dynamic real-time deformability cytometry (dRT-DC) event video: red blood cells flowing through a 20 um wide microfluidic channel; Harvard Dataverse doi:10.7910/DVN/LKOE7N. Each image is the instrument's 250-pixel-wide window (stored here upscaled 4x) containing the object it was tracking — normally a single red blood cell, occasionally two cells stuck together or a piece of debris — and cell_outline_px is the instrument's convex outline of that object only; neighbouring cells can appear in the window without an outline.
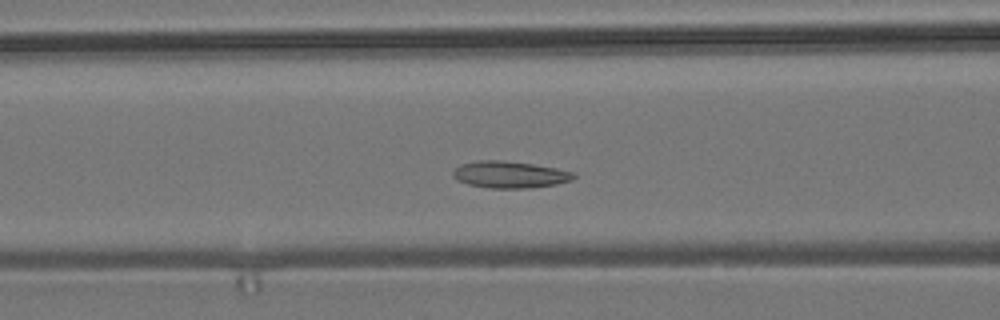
{"species": "common noctule bat (a hibernating species)", "species_latin": "Nyctalus noctula", "temperature_condition": "room temperature", "stored_images_in_passage": 51, "camera_frame_rate_fps": 3000, "um_per_image_px": 0.085, "animal": {"sex": "male", "body_mass_g": 19.2, "forearm_length_mm": 51.8}, "frame": {"image": 1, "passage_image": 17, "time_ms": 5.333, "image_size_px": [1000, 320], "cell_outline_px": [[576, 176], [572, 180], [556, 184], [532, 188], [488, 188], [468, 184], [456, 180], [452, 176], [452, 172], [460, 164], [480, 160], [500, 160], [532, 164], [556, 168], [576, 172]], "centroid_in_image_um": [43.33, 14.84], "position_along_channel_um": 123.3, "area_um2": 18.96}}
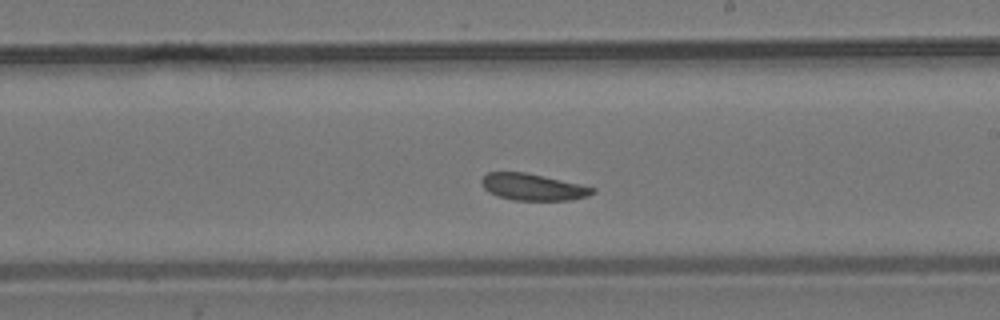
{"frame": {"image": 2, "passage_image": 27, "time_ms": 8.667, "image_size_px": [1000, 320], "cell_outline_px": [[596, 192], [588, 196], [572, 200], [512, 200], [496, 196], [488, 192], [484, 188], [480, 180], [488, 172], [524, 172], [544, 176], [580, 184], [596, 188]], "centroid_in_image_um": [45.3, 15.9], "position_along_channel_um": 243.7, "area_um2": 17.34}}
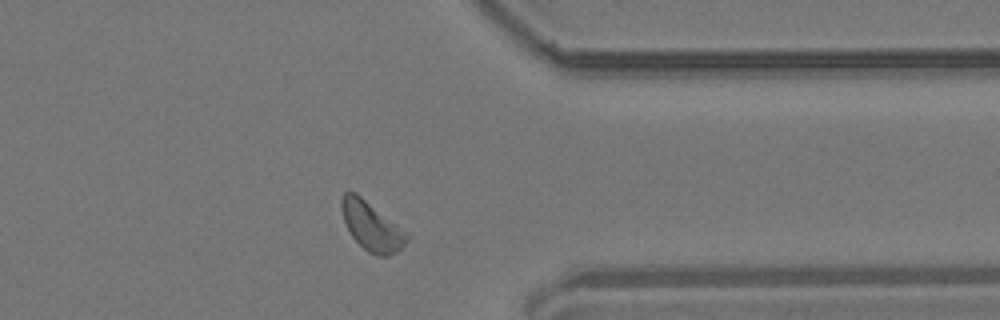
{"frame": {"image": 3, "passage_image": 39, "time_ms": 12.667, "image_size_px": [1000, 320], "cell_outline_px": [[412, 236], [396, 252], [388, 256], [376, 256], [368, 252], [352, 236], [344, 220], [340, 208], [340, 200], [344, 192], [356, 192], [408, 232]], "centroid_in_image_um": [31.6, 19.22], "position_along_channel_um": 379.8, "area_um2": 18.61}, "authors_computed_cell_mechanics": {"area_um2": 18.2648, "velocity_mm_per_s": 3.6216, "shape_relaxation_time_tau1_ms": 4.7462, "shape_relaxation_time_tau2_ms": 5.1856, "deformation_change_tau1": 0.078, "deformation_change_tau2": 0.1086}}